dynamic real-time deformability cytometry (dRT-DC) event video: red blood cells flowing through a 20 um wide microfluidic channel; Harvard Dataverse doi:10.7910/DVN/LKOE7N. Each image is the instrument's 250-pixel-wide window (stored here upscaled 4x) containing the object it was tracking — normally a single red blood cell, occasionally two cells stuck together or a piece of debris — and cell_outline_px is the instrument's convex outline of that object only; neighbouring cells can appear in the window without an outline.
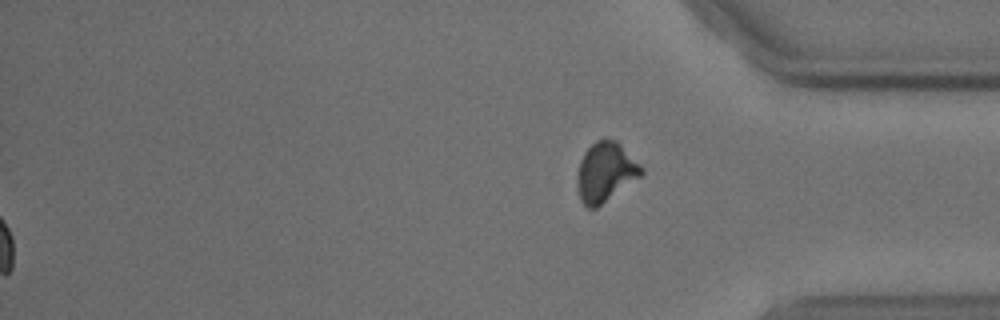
{"species": "common noctule bat (a hibernating species)", "species_latin": "Nyctalus noctula", "temperature_condition": "cold", "stored_images_in_passage": 54, "segment_of_instrument_passage": [2, 2], "camera_frame_rate_fps": 3000, "um_per_image_px": 0.085, "animal": {"sex": "male", "body_mass_g": 18.8}, "frame": {"image": 1, "passage_image": 54, "time_ms": 17.667, "image_size_px": [1000, 320], "cell_outline_px": [[644, 172], [640, 176], [596, 208], [588, 208], [580, 200], [576, 184], [576, 176], [580, 160], [584, 152], [596, 140], [616, 140], [644, 168]], "centroid_in_image_um": [51.43, 14.63], "position_along_channel_um": 383.8, "area_um2": 22.02}}